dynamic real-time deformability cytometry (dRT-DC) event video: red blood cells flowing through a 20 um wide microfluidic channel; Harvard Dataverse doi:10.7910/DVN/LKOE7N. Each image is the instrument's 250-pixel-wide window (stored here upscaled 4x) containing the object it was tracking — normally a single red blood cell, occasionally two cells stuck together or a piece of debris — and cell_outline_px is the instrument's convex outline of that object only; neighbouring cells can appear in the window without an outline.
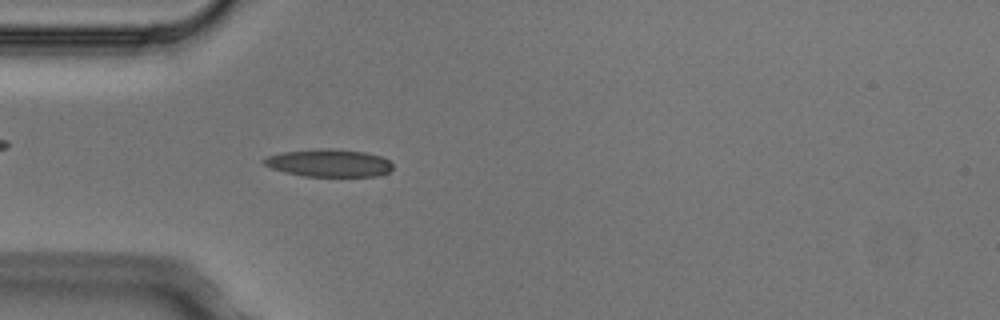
{"species": "Egyptian fruit bat (a non-hibernating species)", "species_latin": "Rousettus aegyptiacus", "temperature_condition": "cold", "stored_images_in_passage": 5, "camera_frame_rate_fps": 3000, "um_per_image_px": 0.085, "animal": {"sex": "male"}, "frame": {"image": 1, "passage_image": 5, "time_ms": 1.333, "image_size_px": [1000, 320], "cell_outline_px": [[392, 168], [388, 172], [376, 176], [304, 176], [284, 172], [272, 168], [264, 164], [264, 160], [268, 156], [284, 152], [320, 148], [332, 148], [364, 152], [380, 156], [388, 160], [392, 164]], "centroid_in_image_um": [27.97, 13.85], "position_along_channel_um": 57.0, "area_um2": 20.52}}